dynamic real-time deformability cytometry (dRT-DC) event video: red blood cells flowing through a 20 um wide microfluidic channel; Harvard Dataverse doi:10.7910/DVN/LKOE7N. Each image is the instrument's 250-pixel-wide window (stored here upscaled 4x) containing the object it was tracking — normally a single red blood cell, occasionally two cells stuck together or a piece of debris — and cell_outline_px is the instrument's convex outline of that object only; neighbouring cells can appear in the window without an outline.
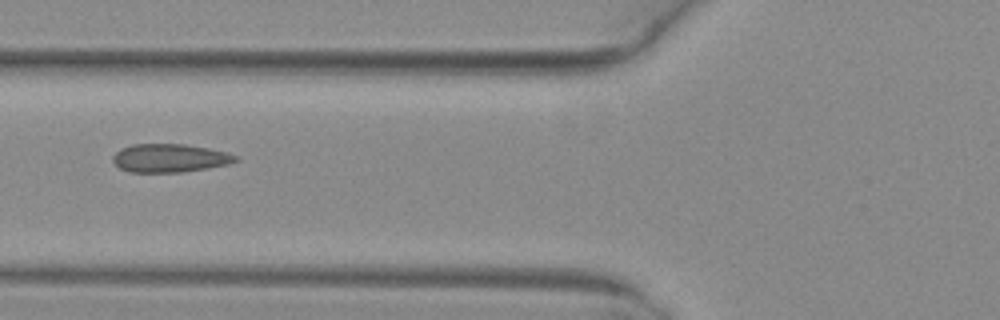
{"species": "common noctule bat (a hibernating species)", "species_latin": "Nyctalus noctula", "temperature_condition": "warm", "stored_images_in_passage": 5, "camera_frame_rate_fps": 3000, "um_per_image_px": 0.085, "animal": {"sex": "female", "body_mass_g": 29.2, "forearm_length_mm": 56.3}, "frame": {"image": 1, "passage_image": 4, "time_ms": 1.0, "image_size_px": [1000, 320], "cell_outline_px": [[240, 160], [228, 164], [208, 168], [184, 172], [132, 172], [120, 168], [112, 160], [112, 156], [120, 148], [132, 144], [184, 144], [208, 148], [224, 152], [236, 156]], "centroid_in_image_um": [14.41, 13.43], "position_along_channel_um": 111.4, "area_um2": 20.23}}
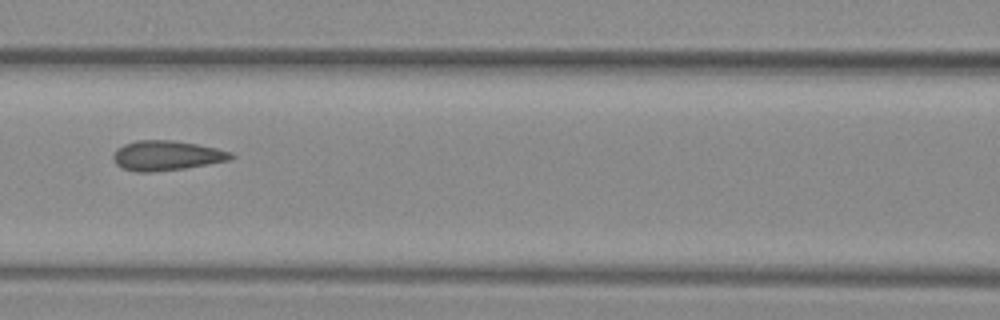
{"frame": {"image": 2, "passage_image": 5, "time_ms": 1.333, "image_size_px": [1000, 320], "cell_outline_px": [[236, 156], [228, 160], [184, 168], [152, 172], [136, 172], [124, 168], [116, 164], [112, 160], [112, 156], [116, 148], [124, 144], [136, 140], [172, 140], [196, 144], [216, 148], [232, 152]], "centroid_in_image_um": [14.12, 13.21], "position_along_channel_um": 152.5, "area_um2": 20.4}}